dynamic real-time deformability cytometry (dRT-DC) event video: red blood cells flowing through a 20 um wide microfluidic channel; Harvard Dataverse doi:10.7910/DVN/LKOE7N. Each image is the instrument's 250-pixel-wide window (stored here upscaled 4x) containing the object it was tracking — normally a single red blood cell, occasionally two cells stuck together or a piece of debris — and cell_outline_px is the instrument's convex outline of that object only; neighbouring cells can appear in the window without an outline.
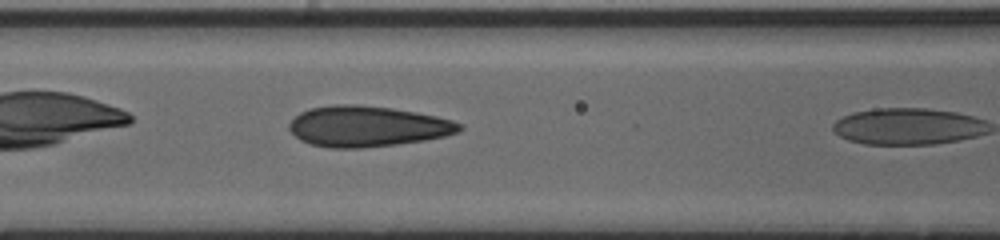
{"species": "human", "species_latin": "Homo sapiens", "temperature_condition": "cold", "stored_images_in_passage": 8, "camera_frame_rate_fps": 3000, "um_per_image_px": 0.085, "donor": {"sex": "male"}, "frame": {"image": 1, "passage_image": 7, "time_ms": 2.0, "image_size_px": [1000, 240], "cell_outline_px": [[464, 128], [456, 132], [444, 136], [424, 140], [396, 144], [360, 148], [332, 148], [312, 144], [300, 140], [288, 128], [288, 124], [300, 112], [312, 108], [336, 104], [356, 104], [392, 108], [416, 112], [436, 116], [452, 120], [460, 124]], "centroid_in_image_um": [31.21, 10.73], "position_along_channel_um": 135.4, "area_um2": 40.11}}